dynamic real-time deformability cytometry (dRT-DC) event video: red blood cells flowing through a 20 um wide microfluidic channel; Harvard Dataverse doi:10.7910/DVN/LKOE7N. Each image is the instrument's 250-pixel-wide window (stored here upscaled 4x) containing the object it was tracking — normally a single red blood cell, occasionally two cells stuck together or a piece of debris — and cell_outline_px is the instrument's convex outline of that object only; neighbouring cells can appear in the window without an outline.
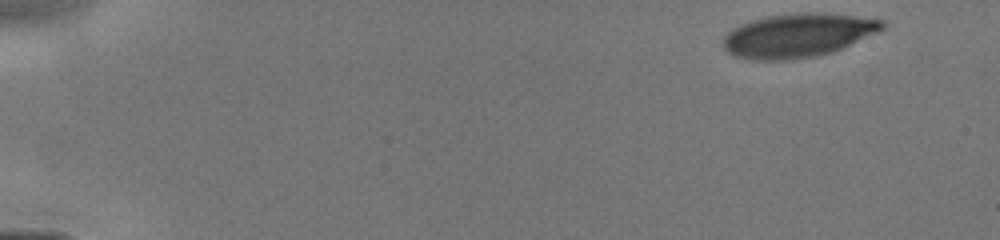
{"species": "human", "species_latin": "Homo sapiens", "temperature_condition": "cold", "stored_images_in_passage": 5, "camera_frame_rate_fps": 3000, "um_per_image_px": 0.085, "donor": {"sex": "male"}, "frame": {"image": 1, "passage_image": 1, "time_ms": 0.0, "image_size_px": [1000, 240], "cell_outline_px": [[884, 28], [880, 32], [832, 52], [816, 56], [792, 60], [752, 60], [732, 56], [724, 48], [720, 40], [732, 28], [752, 20], [768, 16], [796, 12], [820, 12], [884, 20]], "centroid_in_image_um": [67.79, 3.01], "position_along_channel_um": 17.2, "area_um2": 40.92}}
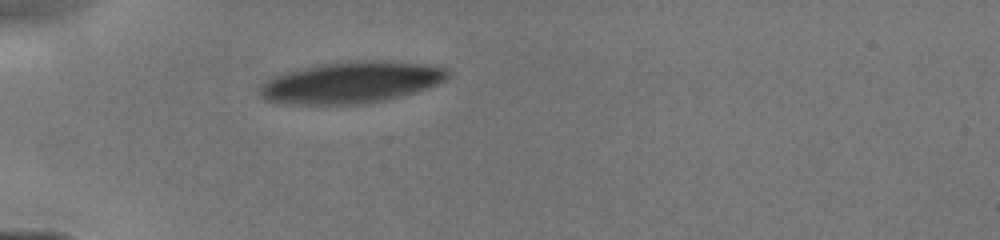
{"frame": {"image": 2, "passage_image": 5, "time_ms": 3.667, "image_size_px": [1000, 240], "cell_outline_px": [[452, 72], [444, 80], [436, 84], [416, 92], [404, 96], [388, 100], [364, 104], [292, 104], [268, 100], [260, 96], [256, 88], [264, 80], [272, 76], [304, 68], [324, 64], [352, 60], [388, 60], [424, 64], [448, 68]], "centroid_in_image_um": [29.87, 7.0], "position_along_channel_um": 55.1, "area_um2": 45.84}}